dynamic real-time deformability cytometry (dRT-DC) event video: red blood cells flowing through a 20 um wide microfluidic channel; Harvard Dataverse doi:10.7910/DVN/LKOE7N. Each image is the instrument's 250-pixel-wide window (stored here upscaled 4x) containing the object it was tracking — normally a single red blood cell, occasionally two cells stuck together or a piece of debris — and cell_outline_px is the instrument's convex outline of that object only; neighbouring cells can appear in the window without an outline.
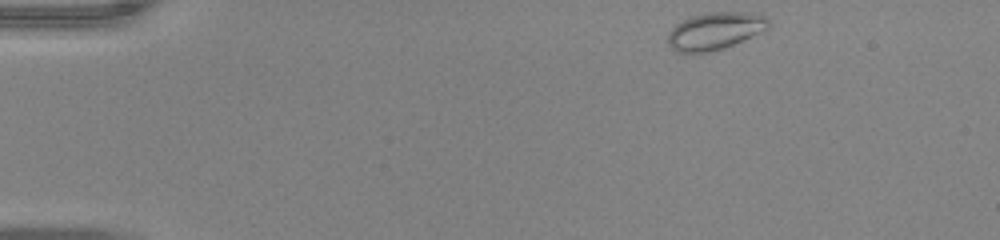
{"species": "common noctule bat (a hibernating species)", "species_latin": "Nyctalus noctula", "temperature_condition": "warm", "stored_images_in_passage": 46, "camera_frame_rate_fps": 3000, "um_per_image_px": 0.085, "animal": {"sex": "male", "body_mass_g": 20.0, "forearm_length_mm": 53.3}, "frame": {"image": 1, "passage_image": 1, "time_ms": 0.0, "image_size_px": [1000, 240], "cell_outline_px": [[772, 24], [768, 28], [760, 32], [724, 48], [708, 52], [676, 52], [668, 44], [668, 32], [676, 24], [692, 16], [704, 12], [756, 12], [764, 16]], "centroid_in_image_um": [60.78, 2.61], "position_along_channel_um": 24.2, "area_um2": 21.85}}
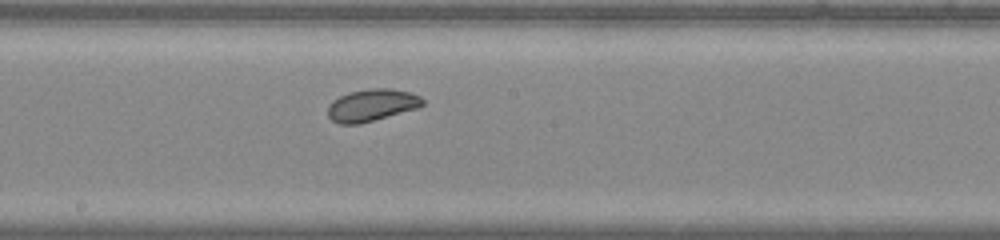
{"frame": {"image": 2, "passage_image": 23, "time_ms": 7.333, "image_size_px": [1000, 240], "cell_outline_px": [[424, 104], [420, 108], [360, 124], [340, 124], [332, 120], [328, 116], [328, 104], [332, 100], [348, 92], [368, 88], [388, 88], [412, 92], [420, 96], [424, 100]], "centroid_in_image_um": [31.62, 8.93], "position_along_channel_um": 216.6, "area_um2": 18.09}}
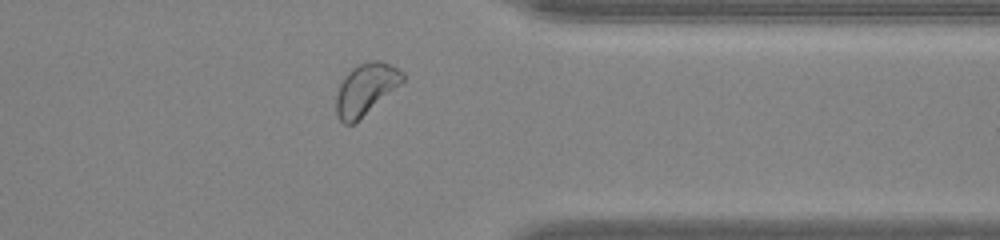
{"frame": {"image": 3, "passage_image": 36, "time_ms": 11.667, "image_size_px": [1000, 240], "cell_outline_px": [[404, 80], [400, 84], [352, 124], [344, 124], [336, 116], [336, 92], [344, 76], [352, 68], [360, 64], [372, 60], [380, 60], [392, 64], [404, 72]], "centroid_in_image_um": [31.07, 7.54], "position_along_channel_um": 380.3, "area_um2": 19.59}, "authors_computed_cell_mechanics": {"area_um2": 19.9988, "velocity_mm_per_s": 3.8879, "shape_relaxation_time_tau1_ms": 10.0197, "shape_relaxation_time_tau2_ms": null, "deformation_change_tau1": 0.138, "deformation_change_tau2": null}}